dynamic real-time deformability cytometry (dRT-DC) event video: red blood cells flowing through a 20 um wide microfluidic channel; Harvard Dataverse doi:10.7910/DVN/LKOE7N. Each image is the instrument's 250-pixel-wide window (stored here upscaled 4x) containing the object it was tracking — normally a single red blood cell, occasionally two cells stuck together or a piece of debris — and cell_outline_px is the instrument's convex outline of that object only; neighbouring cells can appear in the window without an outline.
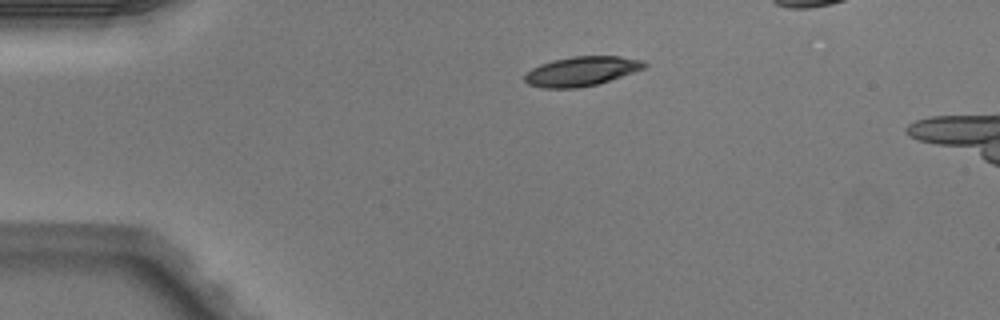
{"species": "Egyptian fruit bat (a non-hibernating species)", "species_latin": "Rousettus aegyptiacus", "temperature_condition": "warm", "stored_images_in_passage": 3, "camera_frame_rate_fps": 3000, "um_per_image_px": 0.085, "animal": {"sex": "male"}, "frame": {"image": 1, "passage_image": 1, "time_ms": 0.0, "image_size_px": [1000, 320], "cell_outline_px": [[648, 64], [644, 68], [596, 84], [576, 88], [544, 88], [528, 84], [524, 80], [524, 76], [532, 68], [540, 64], [552, 60], [572, 56], [620, 56], [644, 60]], "centroid_in_image_um": [49.41, 6.04], "position_along_channel_um": 35.6, "area_um2": 20.35}}